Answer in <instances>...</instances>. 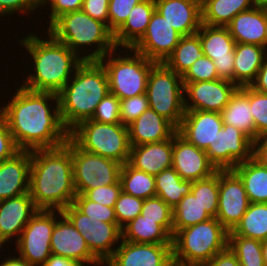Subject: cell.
<instances>
[{"label": "cell", "instance_id": "5", "mask_svg": "<svg viewBox=\"0 0 267 266\" xmlns=\"http://www.w3.org/2000/svg\"><path fill=\"white\" fill-rule=\"evenodd\" d=\"M47 29L55 40L67 45L77 55L82 47L97 44L92 53L82 57L83 60H100L112 50L117 52L113 33L108 26L82 10L59 16Z\"/></svg>", "mask_w": 267, "mask_h": 266}, {"label": "cell", "instance_id": "52", "mask_svg": "<svg viewBox=\"0 0 267 266\" xmlns=\"http://www.w3.org/2000/svg\"><path fill=\"white\" fill-rule=\"evenodd\" d=\"M41 6L40 0H0V16L14 12L32 13Z\"/></svg>", "mask_w": 267, "mask_h": 266}, {"label": "cell", "instance_id": "34", "mask_svg": "<svg viewBox=\"0 0 267 266\" xmlns=\"http://www.w3.org/2000/svg\"><path fill=\"white\" fill-rule=\"evenodd\" d=\"M156 196L164 200L172 209L191 192L192 181H185L173 167L164 169L155 176Z\"/></svg>", "mask_w": 267, "mask_h": 266}, {"label": "cell", "instance_id": "37", "mask_svg": "<svg viewBox=\"0 0 267 266\" xmlns=\"http://www.w3.org/2000/svg\"><path fill=\"white\" fill-rule=\"evenodd\" d=\"M122 191L142 199L156 196L155 176L132 167L128 162L120 171Z\"/></svg>", "mask_w": 267, "mask_h": 266}, {"label": "cell", "instance_id": "4", "mask_svg": "<svg viewBox=\"0 0 267 266\" xmlns=\"http://www.w3.org/2000/svg\"><path fill=\"white\" fill-rule=\"evenodd\" d=\"M72 77L58 93L61 120L69 132L91 119L99 102L109 93L108 75L99 60H84Z\"/></svg>", "mask_w": 267, "mask_h": 266}, {"label": "cell", "instance_id": "12", "mask_svg": "<svg viewBox=\"0 0 267 266\" xmlns=\"http://www.w3.org/2000/svg\"><path fill=\"white\" fill-rule=\"evenodd\" d=\"M56 215H60V210H38L16 242L19 257L32 266H42L52 255L51 236Z\"/></svg>", "mask_w": 267, "mask_h": 266}, {"label": "cell", "instance_id": "3", "mask_svg": "<svg viewBox=\"0 0 267 266\" xmlns=\"http://www.w3.org/2000/svg\"><path fill=\"white\" fill-rule=\"evenodd\" d=\"M37 36L32 33L20 40L21 46L31 55L35 68L22 87L31 91L58 94L84 60L82 55L78 56L49 33L46 40Z\"/></svg>", "mask_w": 267, "mask_h": 266}, {"label": "cell", "instance_id": "21", "mask_svg": "<svg viewBox=\"0 0 267 266\" xmlns=\"http://www.w3.org/2000/svg\"><path fill=\"white\" fill-rule=\"evenodd\" d=\"M223 125L221 114L218 112L185 110L177 133L187 142L206 150Z\"/></svg>", "mask_w": 267, "mask_h": 266}, {"label": "cell", "instance_id": "44", "mask_svg": "<svg viewBox=\"0 0 267 266\" xmlns=\"http://www.w3.org/2000/svg\"><path fill=\"white\" fill-rule=\"evenodd\" d=\"M220 79L213 61L206 56L198 58L182 76L183 82H202Z\"/></svg>", "mask_w": 267, "mask_h": 266}, {"label": "cell", "instance_id": "53", "mask_svg": "<svg viewBox=\"0 0 267 266\" xmlns=\"http://www.w3.org/2000/svg\"><path fill=\"white\" fill-rule=\"evenodd\" d=\"M109 0H83L81 10L108 26Z\"/></svg>", "mask_w": 267, "mask_h": 266}, {"label": "cell", "instance_id": "42", "mask_svg": "<svg viewBox=\"0 0 267 266\" xmlns=\"http://www.w3.org/2000/svg\"><path fill=\"white\" fill-rule=\"evenodd\" d=\"M73 204L89 217L107 222L117 223L114 207L101 205L97 202L89 200L84 194H77Z\"/></svg>", "mask_w": 267, "mask_h": 266}, {"label": "cell", "instance_id": "51", "mask_svg": "<svg viewBox=\"0 0 267 266\" xmlns=\"http://www.w3.org/2000/svg\"><path fill=\"white\" fill-rule=\"evenodd\" d=\"M41 6L50 3L49 25L59 16L79 11L82 8L83 0H40Z\"/></svg>", "mask_w": 267, "mask_h": 266}, {"label": "cell", "instance_id": "17", "mask_svg": "<svg viewBox=\"0 0 267 266\" xmlns=\"http://www.w3.org/2000/svg\"><path fill=\"white\" fill-rule=\"evenodd\" d=\"M185 110H201L220 113L231 96L239 88L236 84L222 79L202 82H183Z\"/></svg>", "mask_w": 267, "mask_h": 266}, {"label": "cell", "instance_id": "18", "mask_svg": "<svg viewBox=\"0 0 267 266\" xmlns=\"http://www.w3.org/2000/svg\"><path fill=\"white\" fill-rule=\"evenodd\" d=\"M107 266H170L172 244L133 243L122 240Z\"/></svg>", "mask_w": 267, "mask_h": 266}, {"label": "cell", "instance_id": "33", "mask_svg": "<svg viewBox=\"0 0 267 266\" xmlns=\"http://www.w3.org/2000/svg\"><path fill=\"white\" fill-rule=\"evenodd\" d=\"M251 8L249 0H201V22L226 27L237 14Z\"/></svg>", "mask_w": 267, "mask_h": 266}, {"label": "cell", "instance_id": "19", "mask_svg": "<svg viewBox=\"0 0 267 266\" xmlns=\"http://www.w3.org/2000/svg\"><path fill=\"white\" fill-rule=\"evenodd\" d=\"M51 236V253L71 261L85 264L103 265L90 251L85 239L60 211Z\"/></svg>", "mask_w": 267, "mask_h": 266}, {"label": "cell", "instance_id": "45", "mask_svg": "<svg viewBox=\"0 0 267 266\" xmlns=\"http://www.w3.org/2000/svg\"><path fill=\"white\" fill-rule=\"evenodd\" d=\"M101 123H121L120 99L110 92L99 102L91 118Z\"/></svg>", "mask_w": 267, "mask_h": 266}, {"label": "cell", "instance_id": "58", "mask_svg": "<svg viewBox=\"0 0 267 266\" xmlns=\"http://www.w3.org/2000/svg\"><path fill=\"white\" fill-rule=\"evenodd\" d=\"M0 266H32L28 262H26L24 259L20 258L19 255L13 256L12 258H6L4 262L0 264Z\"/></svg>", "mask_w": 267, "mask_h": 266}, {"label": "cell", "instance_id": "28", "mask_svg": "<svg viewBox=\"0 0 267 266\" xmlns=\"http://www.w3.org/2000/svg\"><path fill=\"white\" fill-rule=\"evenodd\" d=\"M121 230V240L127 242L172 244L173 220H150L140 214Z\"/></svg>", "mask_w": 267, "mask_h": 266}, {"label": "cell", "instance_id": "13", "mask_svg": "<svg viewBox=\"0 0 267 266\" xmlns=\"http://www.w3.org/2000/svg\"><path fill=\"white\" fill-rule=\"evenodd\" d=\"M253 141L234 126L224 124L205 150L217 170L233 169L252 158Z\"/></svg>", "mask_w": 267, "mask_h": 266}, {"label": "cell", "instance_id": "35", "mask_svg": "<svg viewBox=\"0 0 267 266\" xmlns=\"http://www.w3.org/2000/svg\"><path fill=\"white\" fill-rule=\"evenodd\" d=\"M203 56L200 37L197 33L182 36L164 64L176 74L183 76L193 63Z\"/></svg>", "mask_w": 267, "mask_h": 266}, {"label": "cell", "instance_id": "61", "mask_svg": "<svg viewBox=\"0 0 267 266\" xmlns=\"http://www.w3.org/2000/svg\"><path fill=\"white\" fill-rule=\"evenodd\" d=\"M6 244L2 239H1V236H0V248L2 247V245Z\"/></svg>", "mask_w": 267, "mask_h": 266}, {"label": "cell", "instance_id": "56", "mask_svg": "<svg viewBox=\"0 0 267 266\" xmlns=\"http://www.w3.org/2000/svg\"><path fill=\"white\" fill-rule=\"evenodd\" d=\"M254 90L267 94V57L259 69L255 80L250 84Z\"/></svg>", "mask_w": 267, "mask_h": 266}, {"label": "cell", "instance_id": "20", "mask_svg": "<svg viewBox=\"0 0 267 266\" xmlns=\"http://www.w3.org/2000/svg\"><path fill=\"white\" fill-rule=\"evenodd\" d=\"M172 167L183 180L192 182L209 178L218 171L205 150L187 142L177 132L173 135Z\"/></svg>", "mask_w": 267, "mask_h": 266}, {"label": "cell", "instance_id": "41", "mask_svg": "<svg viewBox=\"0 0 267 266\" xmlns=\"http://www.w3.org/2000/svg\"><path fill=\"white\" fill-rule=\"evenodd\" d=\"M144 204V199L126 194L123 191L120 193L115 202L114 211L117 219V224L122 229L126 224L135 219L141 214V209Z\"/></svg>", "mask_w": 267, "mask_h": 266}, {"label": "cell", "instance_id": "16", "mask_svg": "<svg viewBox=\"0 0 267 266\" xmlns=\"http://www.w3.org/2000/svg\"><path fill=\"white\" fill-rule=\"evenodd\" d=\"M181 38L182 35L155 10L144 35L131 49L155 63H164Z\"/></svg>", "mask_w": 267, "mask_h": 266}, {"label": "cell", "instance_id": "47", "mask_svg": "<svg viewBox=\"0 0 267 266\" xmlns=\"http://www.w3.org/2000/svg\"><path fill=\"white\" fill-rule=\"evenodd\" d=\"M143 0H109L108 28L114 34L126 21L133 7Z\"/></svg>", "mask_w": 267, "mask_h": 266}, {"label": "cell", "instance_id": "39", "mask_svg": "<svg viewBox=\"0 0 267 266\" xmlns=\"http://www.w3.org/2000/svg\"><path fill=\"white\" fill-rule=\"evenodd\" d=\"M228 247L240 266H265L261 241L240 235H228Z\"/></svg>", "mask_w": 267, "mask_h": 266}, {"label": "cell", "instance_id": "40", "mask_svg": "<svg viewBox=\"0 0 267 266\" xmlns=\"http://www.w3.org/2000/svg\"><path fill=\"white\" fill-rule=\"evenodd\" d=\"M191 193L194 197H197L209 215L216 218L219 197V170L209 178L193 181Z\"/></svg>", "mask_w": 267, "mask_h": 266}, {"label": "cell", "instance_id": "14", "mask_svg": "<svg viewBox=\"0 0 267 266\" xmlns=\"http://www.w3.org/2000/svg\"><path fill=\"white\" fill-rule=\"evenodd\" d=\"M250 202L243 182L232 170H219V197L216 219L230 232L242 219Z\"/></svg>", "mask_w": 267, "mask_h": 266}, {"label": "cell", "instance_id": "1", "mask_svg": "<svg viewBox=\"0 0 267 266\" xmlns=\"http://www.w3.org/2000/svg\"><path fill=\"white\" fill-rule=\"evenodd\" d=\"M15 92L10 102L0 108V114L6 119L18 148L32 151L64 145L69 131L61 120L58 94L31 91L22 86ZM51 100L56 103L55 110L54 107L50 110Z\"/></svg>", "mask_w": 267, "mask_h": 266}, {"label": "cell", "instance_id": "24", "mask_svg": "<svg viewBox=\"0 0 267 266\" xmlns=\"http://www.w3.org/2000/svg\"><path fill=\"white\" fill-rule=\"evenodd\" d=\"M31 151L20 150L0 163V201L29 193Z\"/></svg>", "mask_w": 267, "mask_h": 266}, {"label": "cell", "instance_id": "6", "mask_svg": "<svg viewBox=\"0 0 267 266\" xmlns=\"http://www.w3.org/2000/svg\"><path fill=\"white\" fill-rule=\"evenodd\" d=\"M229 231L216 218L178 230L172 237L173 262L204 266L228 247Z\"/></svg>", "mask_w": 267, "mask_h": 266}, {"label": "cell", "instance_id": "10", "mask_svg": "<svg viewBox=\"0 0 267 266\" xmlns=\"http://www.w3.org/2000/svg\"><path fill=\"white\" fill-rule=\"evenodd\" d=\"M73 182L76 194H85L99 186L116 184L122 164L81 149L71 139Z\"/></svg>", "mask_w": 267, "mask_h": 266}, {"label": "cell", "instance_id": "2", "mask_svg": "<svg viewBox=\"0 0 267 266\" xmlns=\"http://www.w3.org/2000/svg\"><path fill=\"white\" fill-rule=\"evenodd\" d=\"M29 193L39 210H60L73 203L71 138L58 148L31 151Z\"/></svg>", "mask_w": 267, "mask_h": 266}, {"label": "cell", "instance_id": "30", "mask_svg": "<svg viewBox=\"0 0 267 266\" xmlns=\"http://www.w3.org/2000/svg\"><path fill=\"white\" fill-rule=\"evenodd\" d=\"M250 111V86H243L234 92L220 114L223 124L238 128L254 141L256 139L255 122Z\"/></svg>", "mask_w": 267, "mask_h": 266}, {"label": "cell", "instance_id": "26", "mask_svg": "<svg viewBox=\"0 0 267 266\" xmlns=\"http://www.w3.org/2000/svg\"><path fill=\"white\" fill-rule=\"evenodd\" d=\"M226 27L236 43L267 48V16L264 9L252 7L240 12Z\"/></svg>", "mask_w": 267, "mask_h": 266}, {"label": "cell", "instance_id": "59", "mask_svg": "<svg viewBox=\"0 0 267 266\" xmlns=\"http://www.w3.org/2000/svg\"><path fill=\"white\" fill-rule=\"evenodd\" d=\"M250 4L254 8L264 9L267 6V0H249Z\"/></svg>", "mask_w": 267, "mask_h": 266}, {"label": "cell", "instance_id": "22", "mask_svg": "<svg viewBox=\"0 0 267 266\" xmlns=\"http://www.w3.org/2000/svg\"><path fill=\"white\" fill-rule=\"evenodd\" d=\"M155 10L182 36L195 34L201 22V0H154Z\"/></svg>", "mask_w": 267, "mask_h": 266}, {"label": "cell", "instance_id": "46", "mask_svg": "<svg viewBox=\"0 0 267 266\" xmlns=\"http://www.w3.org/2000/svg\"><path fill=\"white\" fill-rule=\"evenodd\" d=\"M149 108L146 93L120 100V119L128 126Z\"/></svg>", "mask_w": 267, "mask_h": 266}, {"label": "cell", "instance_id": "27", "mask_svg": "<svg viewBox=\"0 0 267 266\" xmlns=\"http://www.w3.org/2000/svg\"><path fill=\"white\" fill-rule=\"evenodd\" d=\"M173 136L162 142L131 146L128 163L141 171L156 176L172 167Z\"/></svg>", "mask_w": 267, "mask_h": 266}, {"label": "cell", "instance_id": "15", "mask_svg": "<svg viewBox=\"0 0 267 266\" xmlns=\"http://www.w3.org/2000/svg\"><path fill=\"white\" fill-rule=\"evenodd\" d=\"M197 34L203 55L209 57L216 66L220 79L234 83V49L236 41L227 27L201 24Z\"/></svg>", "mask_w": 267, "mask_h": 266}, {"label": "cell", "instance_id": "36", "mask_svg": "<svg viewBox=\"0 0 267 266\" xmlns=\"http://www.w3.org/2000/svg\"><path fill=\"white\" fill-rule=\"evenodd\" d=\"M229 235H240L259 241L267 239V203H250L237 226Z\"/></svg>", "mask_w": 267, "mask_h": 266}, {"label": "cell", "instance_id": "11", "mask_svg": "<svg viewBox=\"0 0 267 266\" xmlns=\"http://www.w3.org/2000/svg\"><path fill=\"white\" fill-rule=\"evenodd\" d=\"M61 212L80 232L92 254L105 265L116 250L114 244L122 239L119 225L89 217L73 203Z\"/></svg>", "mask_w": 267, "mask_h": 266}, {"label": "cell", "instance_id": "63", "mask_svg": "<svg viewBox=\"0 0 267 266\" xmlns=\"http://www.w3.org/2000/svg\"><path fill=\"white\" fill-rule=\"evenodd\" d=\"M264 11H265L266 16H267V6L264 8Z\"/></svg>", "mask_w": 267, "mask_h": 266}, {"label": "cell", "instance_id": "62", "mask_svg": "<svg viewBox=\"0 0 267 266\" xmlns=\"http://www.w3.org/2000/svg\"><path fill=\"white\" fill-rule=\"evenodd\" d=\"M170 266H183V265H179L173 262Z\"/></svg>", "mask_w": 267, "mask_h": 266}, {"label": "cell", "instance_id": "54", "mask_svg": "<svg viewBox=\"0 0 267 266\" xmlns=\"http://www.w3.org/2000/svg\"><path fill=\"white\" fill-rule=\"evenodd\" d=\"M204 266H240V264L235 254L227 247L223 251L218 252Z\"/></svg>", "mask_w": 267, "mask_h": 266}, {"label": "cell", "instance_id": "9", "mask_svg": "<svg viewBox=\"0 0 267 266\" xmlns=\"http://www.w3.org/2000/svg\"><path fill=\"white\" fill-rule=\"evenodd\" d=\"M146 95L150 108L176 128L180 126L185 115L184 84L181 75L164 63H156L148 76Z\"/></svg>", "mask_w": 267, "mask_h": 266}, {"label": "cell", "instance_id": "7", "mask_svg": "<svg viewBox=\"0 0 267 266\" xmlns=\"http://www.w3.org/2000/svg\"><path fill=\"white\" fill-rule=\"evenodd\" d=\"M69 137L83 150L112 159L122 165L129 160L131 145L128 126L91 119L79 123Z\"/></svg>", "mask_w": 267, "mask_h": 266}, {"label": "cell", "instance_id": "8", "mask_svg": "<svg viewBox=\"0 0 267 266\" xmlns=\"http://www.w3.org/2000/svg\"><path fill=\"white\" fill-rule=\"evenodd\" d=\"M127 51H132L133 55L118 53L115 57L113 54L116 53L112 50L99 60L108 75L109 92L120 100L146 93L149 73L156 64L134 49L128 48Z\"/></svg>", "mask_w": 267, "mask_h": 266}, {"label": "cell", "instance_id": "23", "mask_svg": "<svg viewBox=\"0 0 267 266\" xmlns=\"http://www.w3.org/2000/svg\"><path fill=\"white\" fill-rule=\"evenodd\" d=\"M38 210L30 193L0 201L1 239L8 242L15 236L18 241L24 227Z\"/></svg>", "mask_w": 267, "mask_h": 266}, {"label": "cell", "instance_id": "43", "mask_svg": "<svg viewBox=\"0 0 267 266\" xmlns=\"http://www.w3.org/2000/svg\"><path fill=\"white\" fill-rule=\"evenodd\" d=\"M250 107L255 122L256 138L267 134V94L250 87Z\"/></svg>", "mask_w": 267, "mask_h": 266}, {"label": "cell", "instance_id": "25", "mask_svg": "<svg viewBox=\"0 0 267 266\" xmlns=\"http://www.w3.org/2000/svg\"><path fill=\"white\" fill-rule=\"evenodd\" d=\"M131 146L162 142L170 139L177 128L152 108H148L128 125Z\"/></svg>", "mask_w": 267, "mask_h": 266}, {"label": "cell", "instance_id": "60", "mask_svg": "<svg viewBox=\"0 0 267 266\" xmlns=\"http://www.w3.org/2000/svg\"><path fill=\"white\" fill-rule=\"evenodd\" d=\"M261 247H262V253H263L265 266H267V239L264 241H261Z\"/></svg>", "mask_w": 267, "mask_h": 266}, {"label": "cell", "instance_id": "31", "mask_svg": "<svg viewBox=\"0 0 267 266\" xmlns=\"http://www.w3.org/2000/svg\"><path fill=\"white\" fill-rule=\"evenodd\" d=\"M266 57V47L236 43L234 49V84L238 87L250 86Z\"/></svg>", "mask_w": 267, "mask_h": 266}, {"label": "cell", "instance_id": "32", "mask_svg": "<svg viewBox=\"0 0 267 266\" xmlns=\"http://www.w3.org/2000/svg\"><path fill=\"white\" fill-rule=\"evenodd\" d=\"M232 170L243 182L250 203H267V167L251 158Z\"/></svg>", "mask_w": 267, "mask_h": 266}, {"label": "cell", "instance_id": "49", "mask_svg": "<svg viewBox=\"0 0 267 266\" xmlns=\"http://www.w3.org/2000/svg\"><path fill=\"white\" fill-rule=\"evenodd\" d=\"M121 192L122 187L119 180L116 184L90 189L84 195L91 201L108 207H114Z\"/></svg>", "mask_w": 267, "mask_h": 266}, {"label": "cell", "instance_id": "48", "mask_svg": "<svg viewBox=\"0 0 267 266\" xmlns=\"http://www.w3.org/2000/svg\"><path fill=\"white\" fill-rule=\"evenodd\" d=\"M173 209L160 197L144 199L141 215L150 220H173Z\"/></svg>", "mask_w": 267, "mask_h": 266}, {"label": "cell", "instance_id": "29", "mask_svg": "<svg viewBox=\"0 0 267 266\" xmlns=\"http://www.w3.org/2000/svg\"><path fill=\"white\" fill-rule=\"evenodd\" d=\"M154 11V0L136 4L124 24L113 34L115 46L125 50L132 48L144 35Z\"/></svg>", "mask_w": 267, "mask_h": 266}, {"label": "cell", "instance_id": "50", "mask_svg": "<svg viewBox=\"0 0 267 266\" xmlns=\"http://www.w3.org/2000/svg\"><path fill=\"white\" fill-rule=\"evenodd\" d=\"M20 149L9 130L6 119L0 114V163L11 158Z\"/></svg>", "mask_w": 267, "mask_h": 266}, {"label": "cell", "instance_id": "57", "mask_svg": "<svg viewBox=\"0 0 267 266\" xmlns=\"http://www.w3.org/2000/svg\"><path fill=\"white\" fill-rule=\"evenodd\" d=\"M42 266H82L80 263L71 261L62 256L51 255Z\"/></svg>", "mask_w": 267, "mask_h": 266}, {"label": "cell", "instance_id": "55", "mask_svg": "<svg viewBox=\"0 0 267 266\" xmlns=\"http://www.w3.org/2000/svg\"><path fill=\"white\" fill-rule=\"evenodd\" d=\"M252 158L267 167V134L259 136L253 141Z\"/></svg>", "mask_w": 267, "mask_h": 266}, {"label": "cell", "instance_id": "38", "mask_svg": "<svg viewBox=\"0 0 267 266\" xmlns=\"http://www.w3.org/2000/svg\"><path fill=\"white\" fill-rule=\"evenodd\" d=\"M173 235L180 229L193 226L212 217L203 208L197 197L190 192L173 208Z\"/></svg>", "mask_w": 267, "mask_h": 266}]
</instances>
